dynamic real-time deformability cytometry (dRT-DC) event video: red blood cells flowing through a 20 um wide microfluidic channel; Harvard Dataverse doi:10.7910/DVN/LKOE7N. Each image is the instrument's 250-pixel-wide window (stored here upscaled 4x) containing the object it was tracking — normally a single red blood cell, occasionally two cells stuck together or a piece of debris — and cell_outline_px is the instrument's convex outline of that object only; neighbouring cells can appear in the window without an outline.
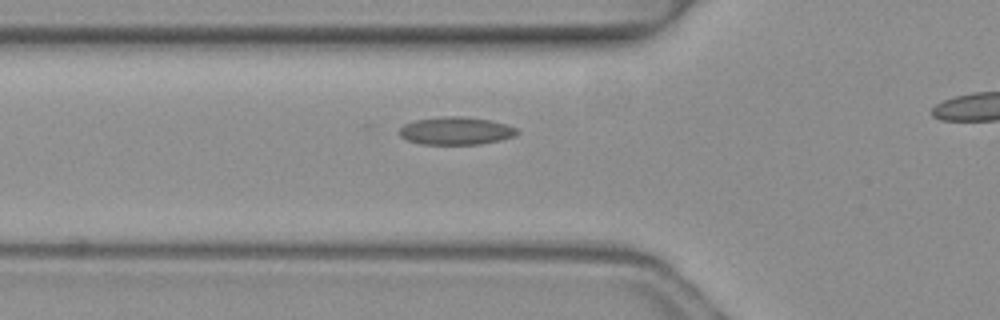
{"species": "common noctule bat (a hibernating species)", "species_latin": "Nyctalus noctula", "temperature_condition": "warm", "stored_images_in_passage": 6, "camera_frame_rate_fps": 3000, "um_per_image_px": 0.085, "animal": {"sex": "female", "body_mass_g": 19.3, "forearm_length_mm": 54.1}, "frame": {"image": 1, "passage_image": 6, "time_ms": 1.667, "image_size_px": [1000, 320], "cell_outline_px": [[520, 132], [516, 136], [500, 140], [480, 144], [420, 144], [408, 140], [400, 136], [400, 128], [404, 124], [416, 120], [444, 116], [460, 116], [488, 120], [508, 124], [516, 128]], "centroid_in_image_um": [38.79, 11.12], "position_along_channel_um": 87.0, "area_um2": 19.02}}